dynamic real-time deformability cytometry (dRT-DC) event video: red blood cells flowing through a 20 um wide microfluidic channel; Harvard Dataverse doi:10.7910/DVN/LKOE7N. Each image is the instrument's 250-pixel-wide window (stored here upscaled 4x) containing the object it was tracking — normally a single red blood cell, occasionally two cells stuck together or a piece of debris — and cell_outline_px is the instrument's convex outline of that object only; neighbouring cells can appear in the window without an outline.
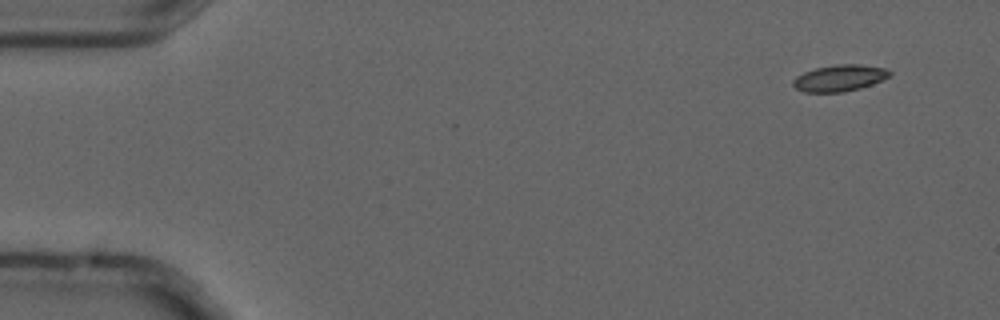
{"species": "common noctule bat (a hibernating species)", "species_latin": "Nyctalus noctula", "temperature_condition": "cold", "stored_images_in_passage": 4, "camera_frame_rate_fps": 3000, "um_per_image_px": 0.085, "animal": {"sex": "male", "forearm_length_mm": 52.5}, "frame": {"image": 1, "passage_image": 1, "time_ms": 0.0, "image_size_px": [1000, 320], "cell_outline_px": [[892, 76], [872, 84], [860, 88], [844, 92], [804, 92], [796, 88], [792, 84], [792, 80], [796, 76], [804, 72], [816, 68], [840, 64], [860, 64], [884, 68], [892, 72]], "centroid_in_image_um": [71.37, 6.63], "position_along_channel_um": 13.6, "area_um2": 14.91}}